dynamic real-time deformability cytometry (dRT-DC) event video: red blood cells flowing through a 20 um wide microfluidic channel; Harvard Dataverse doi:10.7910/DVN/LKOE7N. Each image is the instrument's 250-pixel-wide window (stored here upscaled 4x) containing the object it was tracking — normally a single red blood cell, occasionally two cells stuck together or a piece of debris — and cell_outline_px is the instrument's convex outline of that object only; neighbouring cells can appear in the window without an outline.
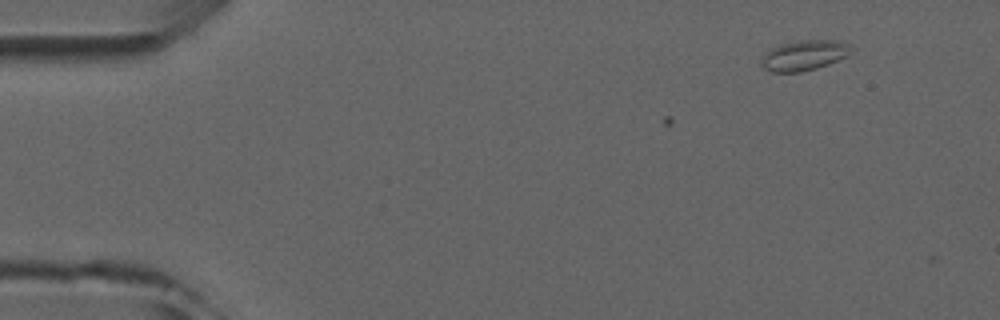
{"species": "common noctule bat (a hibernating species)", "species_latin": "Nyctalus noctula", "temperature_condition": "room temperature", "stored_images_in_passage": 2, "camera_frame_rate_fps": 3000, "um_per_image_px": 0.085, "animal": {"sex": "male", "forearm_length_mm": 52.5}, "frame": {"image": 1, "passage_image": 2, "time_ms": 1.333, "image_size_px": [1000, 320], "cell_outline_px": [[856, 48], [848, 56], [828, 64], [816, 68], [800, 72], [772, 72], [764, 68], [760, 64], [764, 56], [772, 48], [780, 44], [800, 40], [844, 40]], "centroid_in_image_um": [68.45, 4.68], "position_along_channel_um": 16.6, "area_um2": 16.01}}